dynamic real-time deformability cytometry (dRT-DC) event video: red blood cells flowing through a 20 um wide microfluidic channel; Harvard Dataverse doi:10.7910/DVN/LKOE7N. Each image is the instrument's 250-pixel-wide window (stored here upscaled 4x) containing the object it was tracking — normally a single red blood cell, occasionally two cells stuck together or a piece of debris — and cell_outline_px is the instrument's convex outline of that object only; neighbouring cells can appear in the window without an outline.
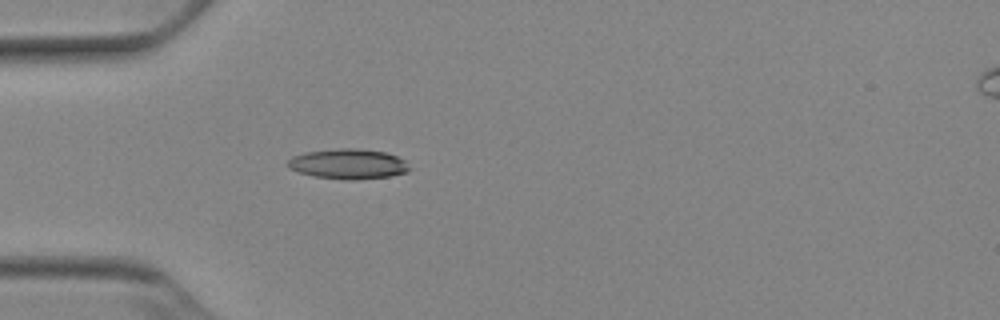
{"species": "Egyptian fruit bat (a non-hibernating species)", "species_latin": "Rousettus aegyptiacus", "temperature_condition": "cold", "stored_images_in_passage": 33, "camera_frame_rate_fps": 3000, "um_per_image_px": 0.085, "animal": {"sex": "female"}, "frame": {"image": 1, "passage_image": 1, "time_ms": 0.0, "image_size_px": [1000, 320], "cell_outline_px": [[412, 168], [408, 172], [388, 176], [352, 180], [344, 180], [312, 176], [288, 168], [288, 160], [292, 156], [304, 152], [340, 148], [356, 148], [384, 152], [396, 156], [404, 160]], "centroid_in_image_um": [29.59, 13.94], "position_along_channel_um": 55.4, "area_um2": 21.39}}
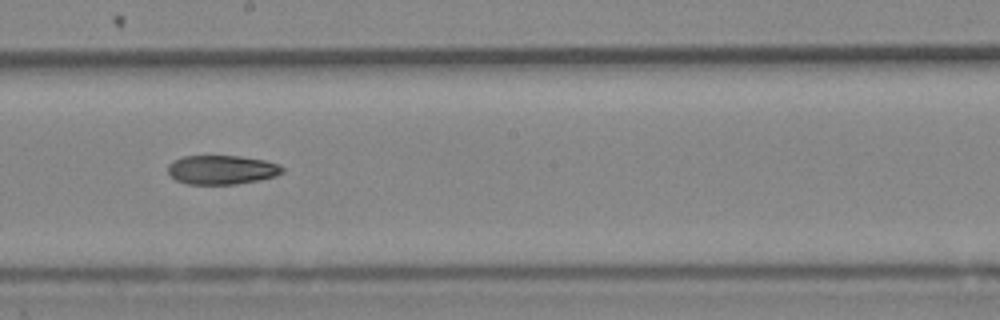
{"frame": {"image": 2, "passage_image": 15, "time_ms": 4.667, "image_size_px": [1000, 320], "cell_outline_px": [[284, 172], [276, 176], [236, 184], [188, 184], [176, 180], [168, 172], [168, 164], [184, 156], [240, 156], [264, 160], [280, 164], [284, 168]], "centroid_in_image_um": [18.88, 14.43], "position_along_channel_um": 229.3, "area_um2": 19.31}}
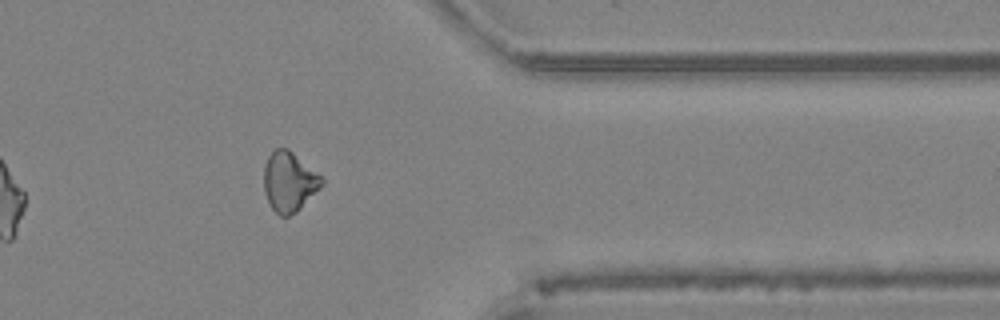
{"frame": {"image": 3, "passage_image": 28, "time_ms": 9.0, "image_size_px": [1000, 320], "cell_outline_px": [[324, 184], [296, 212], [288, 216], [280, 216], [272, 208], [264, 192], [264, 164], [268, 156], [276, 148], [288, 148], [320, 176], [324, 180]], "centroid_in_image_um": [24.56, 15.45], "position_along_channel_um": 386.8, "area_um2": 19.88}}